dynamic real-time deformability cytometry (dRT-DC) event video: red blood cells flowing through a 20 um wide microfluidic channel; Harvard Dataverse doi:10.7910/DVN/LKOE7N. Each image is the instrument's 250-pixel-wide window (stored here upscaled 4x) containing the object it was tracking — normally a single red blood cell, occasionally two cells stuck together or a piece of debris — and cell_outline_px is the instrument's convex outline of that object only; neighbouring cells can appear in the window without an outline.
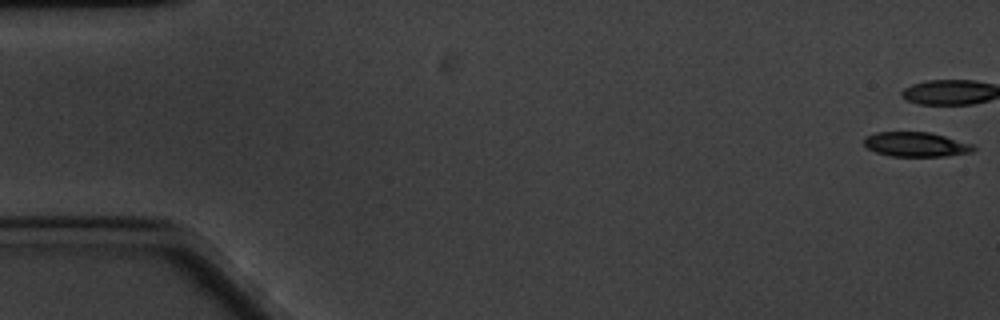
{"species": "common noctule bat (a hibernating species)", "species_latin": "Nyctalus noctula", "temperature_condition": "cold", "stored_images_in_passage": 8, "camera_frame_rate_fps": 3000, "um_per_image_px": 0.085, "animal": {"sex": "male", "body_mass_g": 20.1, "forearm_length_mm": 53.5}, "frame": {"image": 1, "passage_image": 1, "time_ms": 0.0, "image_size_px": [1000, 320], "cell_outline_px": [[976, 148], [972, 152], [944, 156], [892, 156], [876, 152], [868, 148], [864, 144], [864, 136], [876, 132], [928, 132], [944, 136], [972, 144]], "centroid_in_image_um": [77.83, 12.27], "position_along_channel_um": 7.2, "area_um2": 15.55}}